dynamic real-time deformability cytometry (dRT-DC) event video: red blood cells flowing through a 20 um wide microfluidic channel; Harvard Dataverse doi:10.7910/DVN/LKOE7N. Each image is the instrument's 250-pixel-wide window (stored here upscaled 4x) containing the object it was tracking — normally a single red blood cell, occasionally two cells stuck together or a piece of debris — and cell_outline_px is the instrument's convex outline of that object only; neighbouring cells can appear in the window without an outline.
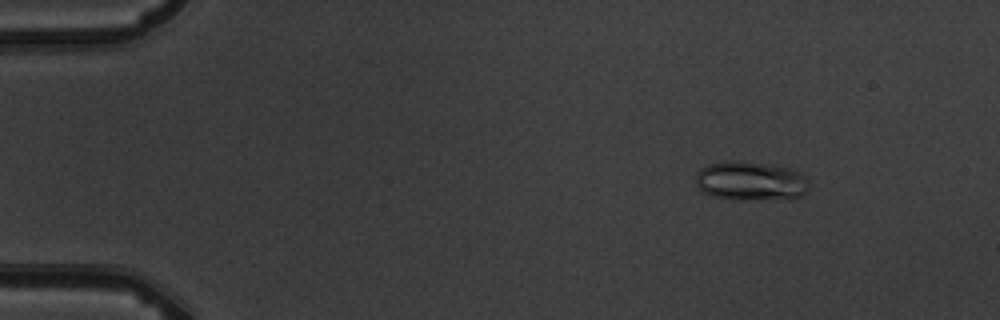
{"species": "common noctule bat (a hibernating species)", "species_latin": "Nyctalus noctula", "temperature_condition": "warm", "stored_images_in_passage": 6, "camera_frame_rate_fps": 3000, "um_per_image_px": 0.085, "animal": {"sex": "male", "body_mass_g": 19.5, "forearm_length_mm": 54.6}, "frame": {"image": 1, "passage_image": 2, "time_ms": 2.0, "image_size_px": [1000, 320], "cell_outline_px": [[808, 184], [804, 192], [800, 196], [788, 200], [736, 200], [712, 196], [704, 192], [696, 184], [696, 176], [700, 168], [708, 164], [728, 160], [736, 160], [772, 164], [788, 168], [800, 172], [808, 180]], "centroid_in_image_um": [63.81, 15.39], "position_along_channel_um": 21.2, "area_um2": 26.3}}